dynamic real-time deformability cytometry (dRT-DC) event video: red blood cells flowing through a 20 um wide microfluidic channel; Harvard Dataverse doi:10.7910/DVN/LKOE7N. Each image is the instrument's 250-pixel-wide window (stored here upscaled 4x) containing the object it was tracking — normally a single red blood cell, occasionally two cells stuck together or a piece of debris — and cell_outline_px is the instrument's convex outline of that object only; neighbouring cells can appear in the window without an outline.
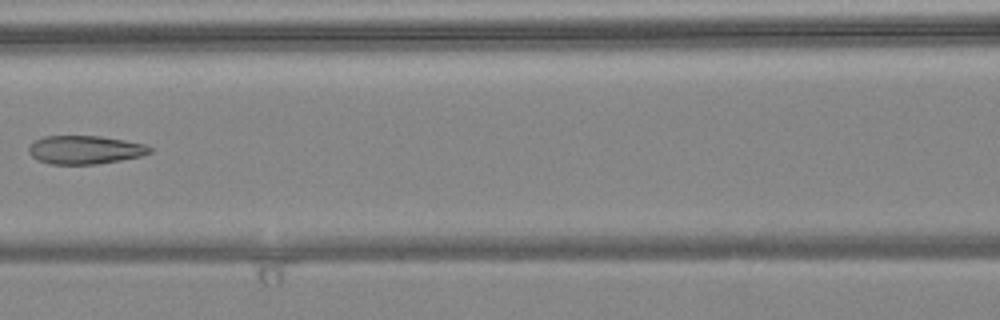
{"species": "common noctule bat (a hibernating species)", "species_latin": "Nyctalus noctula", "temperature_condition": "warm", "stored_images_in_passage": 7, "camera_frame_rate_fps": 3000, "um_per_image_px": 0.085, "animal": {"sex": "female", "body_mass_g": 24.6, "forearm_length_mm": 56.2}, "frame": {"image": 1, "passage_image": 6, "time_ms": 1.667, "image_size_px": [1000, 320], "cell_outline_px": [[152, 152], [140, 156], [120, 160], [96, 164], [52, 164], [40, 160], [32, 156], [28, 152], [28, 148], [36, 140], [44, 136], [100, 136], [124, 140], [144, 144], [152, 148]], "centroid_in_image_um": [7.24, 12.73], "position_along_channel_um": 159.4, "area_um2": 19.83}}
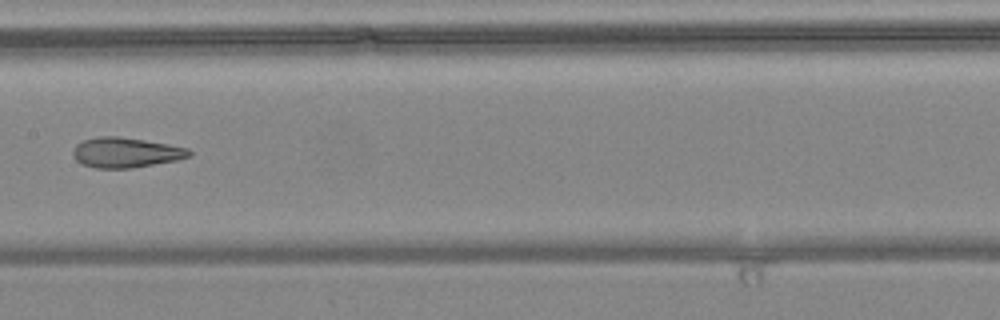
{"frame": {"image": 2, "passage_image": 7, "time_ms": 2.0, "image_size_px": [1000, 320], "cell_outline_px": [[192, 156], [176, 160], [132, 168], [96, 168], [80, 164], [76, 160], [72, 152], [76, 144], [84, 140], [100, 136], [116, 136], [144, 140], [168, 144], [188, 148], [192, 152]], "centroid_in_image_um": [10.69, 12.97], "position_along_channel_um": 196.7, "area_um2": 20.35}}